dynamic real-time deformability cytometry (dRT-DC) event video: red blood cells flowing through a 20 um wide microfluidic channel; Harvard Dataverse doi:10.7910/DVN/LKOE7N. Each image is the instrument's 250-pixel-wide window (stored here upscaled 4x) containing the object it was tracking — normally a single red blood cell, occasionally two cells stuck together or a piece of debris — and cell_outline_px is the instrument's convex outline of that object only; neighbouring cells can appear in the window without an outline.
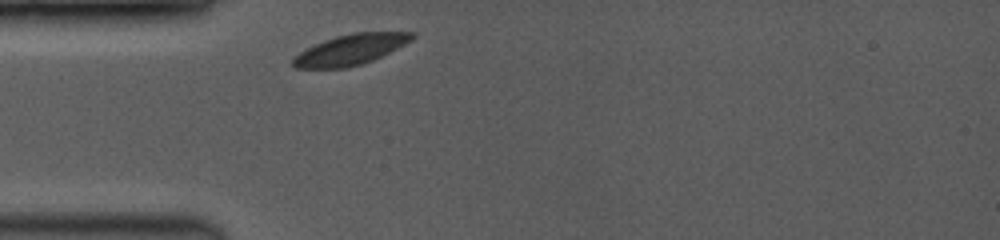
{"species": "common noctule bat (a hibernating species)", "species_latin": "Nyctalus noctula", "temperature_condition": "room temperature", "stored_images_in_passage": 1, "camera_frame_rate_fps": 3500, "um_per_image_px": 0.085, "animal": {"sex": "female", "body_mass_g": 19.0, "forearm_length_mm": 53.3}, "frame": {"image": 1, "passage_image": 1, "time_ms": 0.0, "image_size_px": [1000, 240], "cell_outline_px": [[416, 36], [412, 40], [372, 60], [360, 64], [344, 68], [296, 68], [292, 64], [292, 60], [300, 52], [324, 40], [336, 36], [356, 32], [416, 32]], "centroid_in_image_um": [29.81, 4.21], "position_along_channel_um": 55.2, "area_um2": 20.75}}